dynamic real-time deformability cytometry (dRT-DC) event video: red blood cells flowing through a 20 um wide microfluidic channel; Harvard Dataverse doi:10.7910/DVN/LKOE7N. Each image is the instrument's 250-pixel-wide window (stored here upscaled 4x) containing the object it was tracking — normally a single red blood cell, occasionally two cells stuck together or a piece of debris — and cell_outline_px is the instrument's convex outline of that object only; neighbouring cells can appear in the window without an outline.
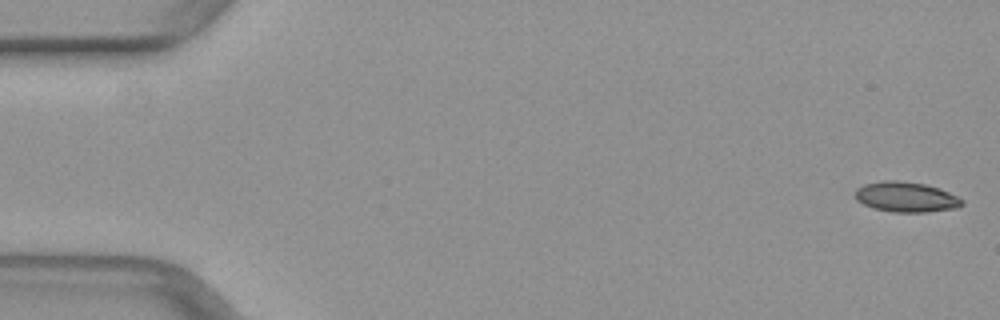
{"species": "common noctule bat (a hibernating species)", "species_latin": "Nyctalus noctula", "temperature_condition": "warm", "stored_images_in_passage": 9, "camera_frame_rate_fps": 3000, "um_per_image_px": 0.085, "animal": {"sex": "female", "body_mass_g": 29.2, "forearm_length_mm": 56.3}, "frame": {"image": 1, "passage_image": 1, "time_ms": 0.0, "image_size_px": [1000, 320], "cell_outline_px": [[964, 204], [956, 208], [928, 212], [892, 212], [872, 208], [856, 200], [856, 188], [864, 184], [884, 180], [896, 180], [924, 184], [940, 188], [964, 200]], "centroid_in_image_um": [77.01, 16.75], "position_along_channel_um": 8.0, "area_um2": 18.84}}